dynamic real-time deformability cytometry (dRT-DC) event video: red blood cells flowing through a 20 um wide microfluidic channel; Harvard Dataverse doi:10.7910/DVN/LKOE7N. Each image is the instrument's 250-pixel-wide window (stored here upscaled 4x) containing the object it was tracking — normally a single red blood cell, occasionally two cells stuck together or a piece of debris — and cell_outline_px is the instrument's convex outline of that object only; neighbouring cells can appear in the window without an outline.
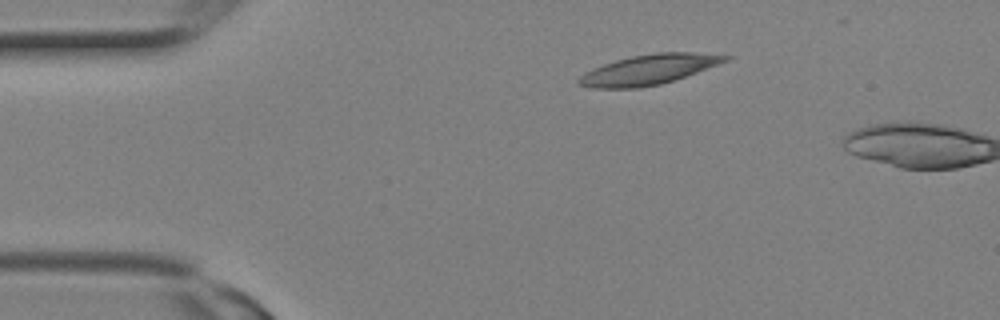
{"species": "Egyptian fruit bat (a non-hibernating species)", "species_latin": "Rousettus aegyptiacus", "temperature_condition": "room temperature", "stored_images_in_passage": 2, "camera_frame_rate_fps": 3000, "um_per_image_px": 0.085, "animal": {"sex": "female"}, "frame": {"image": 1, "passage_image": 1, "time_ms": 0.0, "image_size_px": [1000, 320], "cell_outline_px": [[732, 56], [728, 60], [696, 72], [660, 84], [636, 88], [588, 88], [580, 84], [576, 80], [584, 72], [592, 68], [616, 60], [632, 56], [656, 52], [692, 52]], "centroid_in_image_um": [55.08, 5.91], "position_along_channel_um": 29.9, "area_um2": 25.26}}